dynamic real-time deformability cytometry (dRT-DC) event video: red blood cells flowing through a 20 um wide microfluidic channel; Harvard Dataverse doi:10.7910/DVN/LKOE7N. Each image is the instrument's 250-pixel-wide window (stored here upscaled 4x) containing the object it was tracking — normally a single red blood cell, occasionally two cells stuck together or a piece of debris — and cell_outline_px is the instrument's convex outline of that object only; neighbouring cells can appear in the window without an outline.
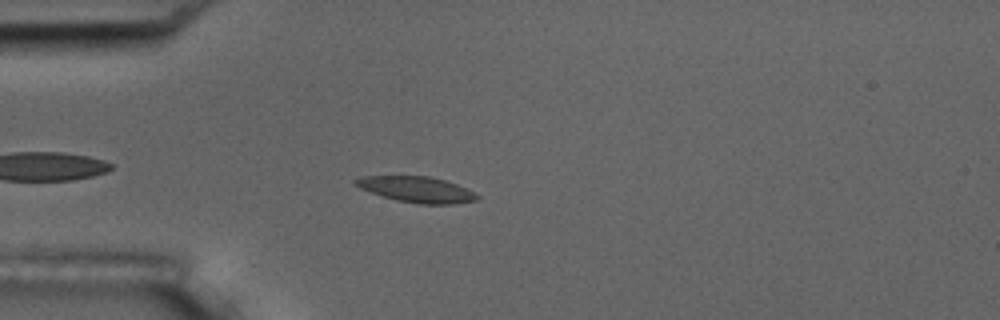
{"species": "common noctule bat (a hibernating species)", "species_latin": "Nyctalus noctula", "temperature_condition": "room temperature", "stored_images_in_passage": 2, "camera_frame_rate_fps": 3000, "um_per_image_px": 0.085, "animal": {"sex": "male", "body_mass_g": 17.5, "forearm_length_mm": 52.3}, "frame": {"image": 1, "passage_image": 1, "time_ms": 0.0, "image_size_px": [1000, 320], "cell_outline_px": [[480, 196], [476, 200], [452, 204], [420, 204], [396, 200], [360, 188], [352, 184], [352, 180], [360, 176], [428, 176], [444, 180], [456, 184]], "centroid_in_image_um": [35.36, 16.1], "position_along_channel_um": 49.6, "area_um2": 18.09}}